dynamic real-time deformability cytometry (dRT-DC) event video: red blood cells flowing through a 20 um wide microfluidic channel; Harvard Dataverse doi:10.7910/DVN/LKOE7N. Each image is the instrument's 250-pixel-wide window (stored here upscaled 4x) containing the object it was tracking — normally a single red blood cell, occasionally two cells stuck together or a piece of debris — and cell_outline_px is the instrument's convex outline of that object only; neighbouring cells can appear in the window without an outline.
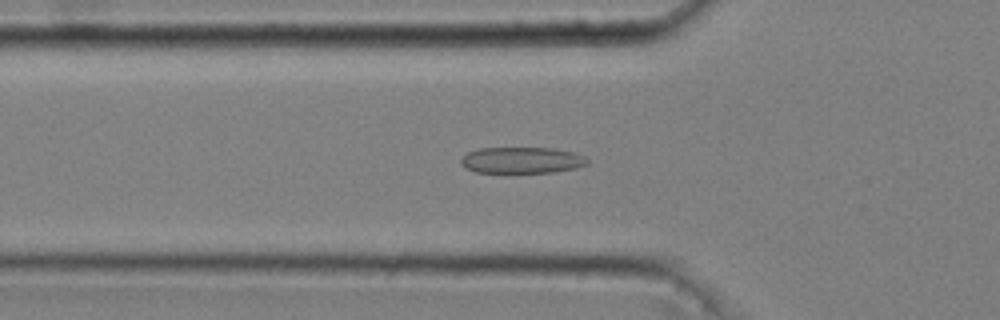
{"species": "common noctule bat (a hibernating species)", "species_latin": "Nyctalus noctula", "temperature_condition": "cold", "stored_images_in_passage": 47, "camera_frame_rate_fps": 3000, "um_per_image_px": 0.085, "animal": {"sex": "male", "body_mass_g": 20.4}, "frame": {"image": 1, "passage_image": 13, "time_ms": 4.0, "image_size_px": [1000, 320], "cell_outline_px": [[588, 164], [576, 168], [552, 172], [476, 172], [464, 168], [460, 160], [468, 152], [480, 148], [552, 148], [572, 152], [584, 156], [588, 160]], "centroid_in_image_um": [44.35, 13.61], "position_along_channel_um": 81.5, "area_um2": 19.19}}
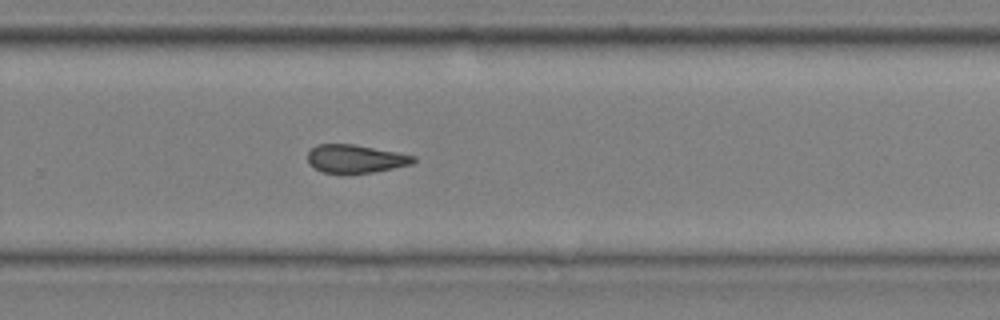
{"frame": {"image": 2, "passage_image": 31, "time_ms": 10.0, "image_size_px": [1000, 320], "cell_outline_px": [[416, 160], [412, 164], [372, 172], [324, 172], [308, 164], [308, 152], [316, 144], [356, 144], [416, 156]], "centroid_in_image_um": [30.22, 13.47], "position_along_channel_um": 299.6, "area_um2": 17.11}}
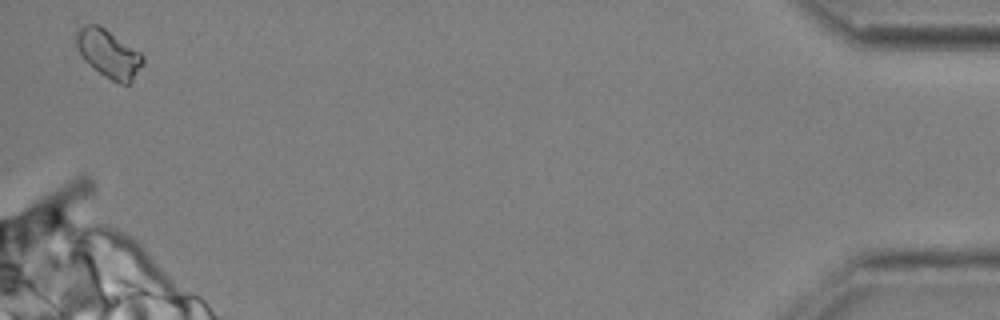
{"frame": {"image": 3, "passage_image": 47, "time_ms": 15.333, "image_size_px": [1000, 320], "cell_outline_px": [[144, 64], [132, 80], [128, 84], [120, 84], [104, 76], [84, 60], [76, 48], [72, 36], [84, 24], [100, 24], [140, 52], [144, 56]], "centroid_in_image_um": [9.2, 4.53], "position_along_channel_um": 426.0, "area_um2": 18.96}, "authors_computed_cell_mechanics": {"area_um2": 18.1492, "velocity_mm_per_s": 3.6347, "shape_relaxation_time_tau1_ms": null, "shape_relaxation_time_tau2_ms": 4.084, "deformation_change_tau1": null, "deformation_change_tau2": 0.1278}}